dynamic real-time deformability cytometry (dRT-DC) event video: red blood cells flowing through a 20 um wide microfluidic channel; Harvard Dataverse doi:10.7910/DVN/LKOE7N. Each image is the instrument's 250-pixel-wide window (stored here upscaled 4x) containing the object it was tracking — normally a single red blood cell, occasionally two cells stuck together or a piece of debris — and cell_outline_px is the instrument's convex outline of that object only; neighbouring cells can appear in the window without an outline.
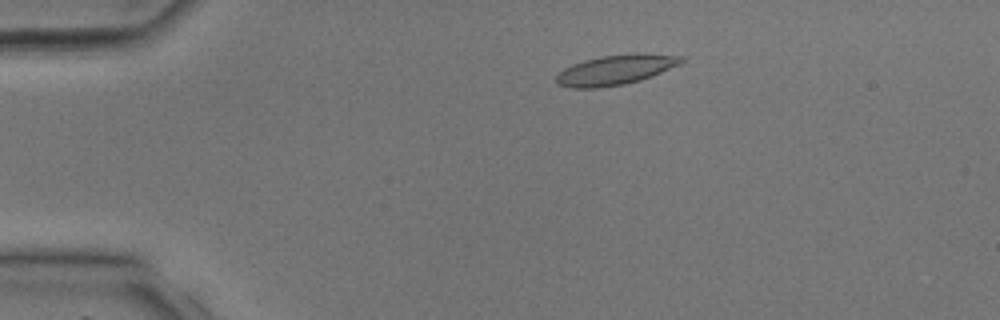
{"species": "common noctule bat (a hibernating species)", "species_latin": "Nyctalus noctula", "temperature_condition": "room temperature", "stored_images_in_passage": 37, "camera_frame_rate_fps": 3000, "um_per_image_px": 0.085, "animal": {"sex": "male", "body_mass_g": 17.9, "forearm_length_mm": 54.2}, "frame": {"image": 1, "passage_image": 6, "time_ms": 1.667, "image_size_px": [1000, 320], "cell_outline_px": [[684, 60], [680, 64], [640, 80], [624, 84], [600, 88], [572, 88], [560, 84], [556, 80], [556, 76], [564, 68], [572, 64], [584, 60], [600, 56], [636, 52], [640, 52], [684, 56]], "centroid_in_image_um": [52.34, 5.91], "position_along_channel_um": 32.7, "area_um2": 21.85}}
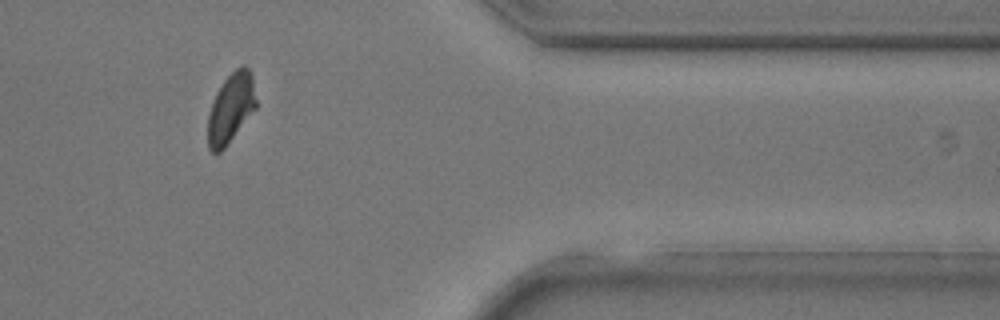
{"frame": {"image": 2, "passage_image": 31, "time_ms": 10.0, "image_size_px": [1000, 320], "cell_outline_px": [[256, 108], [228, 144], [220, 152], [212, 152], [208, 148], [208, 116], [212, 100], [216, 92], [224, 80], [236, 68], [244, 64], [248, 68], [252, 76], [256, 100]], "centroid_in_image_um": [19.61, 9.19], "position_along_channel_um": 391.8, "area_um2": 19.54}}
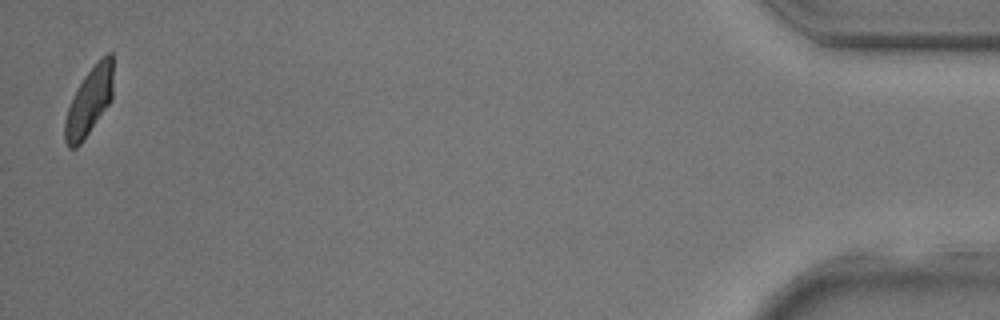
{"frame": {"image": 3, "passage_image": 37, "time_ms": 12.0, "image_size_px": [1000, 320], "cell_outline_px": [[112, 100], [80, 144], [76, 148], [68, 148], [64, 140], [64, 124], [68, 108], [84, 76], [100, 56], [108, 52], [112, 52]], "centroid_in_image_um": [7.59, 8.61], "position_along_channel_um": 427.6, "area_um2": 18.9}}